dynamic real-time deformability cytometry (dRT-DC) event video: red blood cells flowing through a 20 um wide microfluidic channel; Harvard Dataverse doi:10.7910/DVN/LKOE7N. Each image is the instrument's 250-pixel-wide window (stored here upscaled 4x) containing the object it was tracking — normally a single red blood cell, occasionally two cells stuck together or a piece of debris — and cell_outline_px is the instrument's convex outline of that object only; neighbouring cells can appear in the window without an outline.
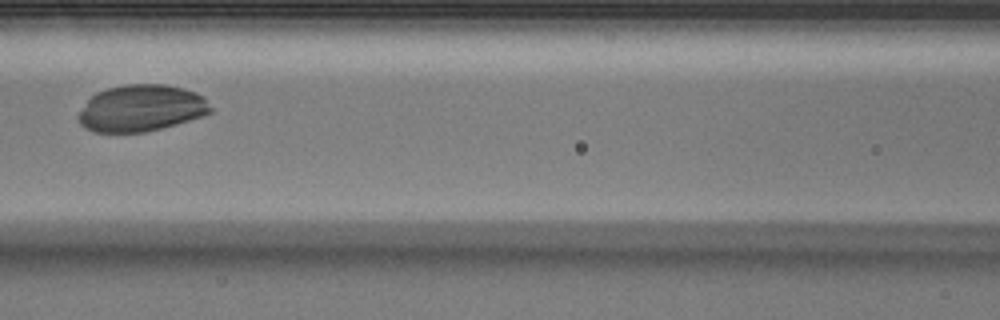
{"species": "Egyptian fruit bat (a non-hibernating species)", "species_latin": "Rousettus aegyptiacus", "temperature_condition": "warm", "stored_images_in_passage": 36, "camera_frame_rate_fps": 3000, "um_per_image_px": 0.085, "animal": {"sex": "male"}, "frame": {"image": 1, "passage_image": 9, "time_ms": 2.667, "image_size_px": [1000, 320], "cell_outline_px": [[212, 112], [176, 124], [144, 132], [92, 132], [84, 128], [80, 124], [76, 116], [88, 100], [96, 92], [108, 88], [124, 84], [164, 84], [184, 88], [196, 92], [204, 96], [212, 108]], "centroid_in_image_um": [11.98, 9.19], "position_along_channel_um": 154.6, "area_um2": 36.01}}
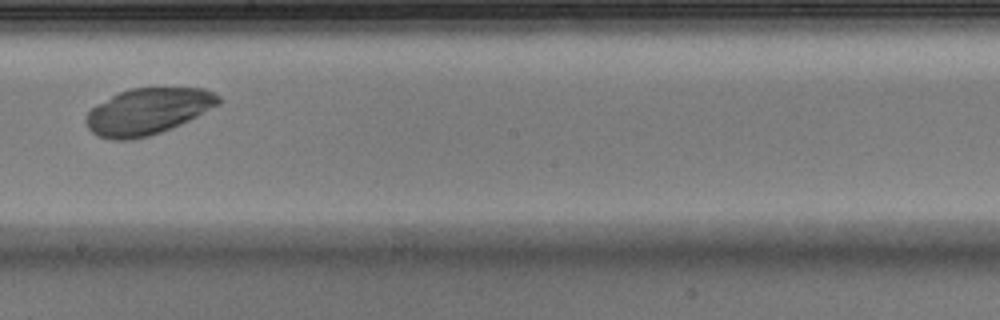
{"frame": {"image": 2, "passage_image": 15, "time_ms": 4.667, "image_size_px": [1000, 320], "cell_outline_px": [[220, 104], [172, 128], [148, 136], [132, 140], [112, 140], [100, 136], [92, 132], [88, 128], [84, 120], [84, 116], [96, 104], [120, 92], [132, 88], [204, 88], [220, 96]], "centroid_in_image_um": [12.54, 9.47], "position_along_channel_um": 235.7, "area_um2": 35.6}}
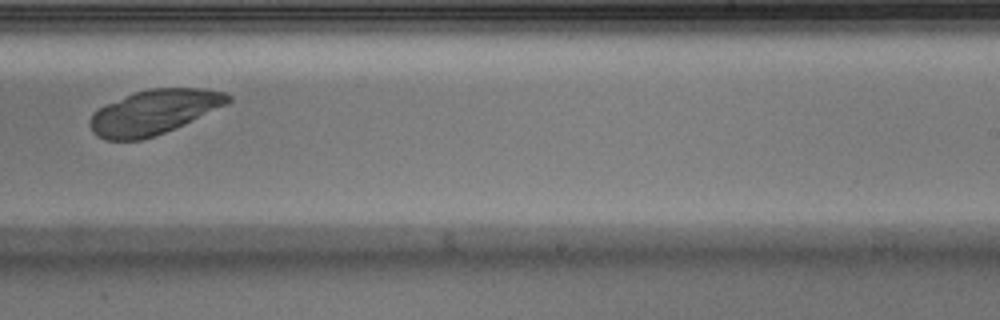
{"frame": {"image": 3, "passage_image": 18, "time_ms": 5.667, "image_size_px": [1000, 320], "cell_outline_px": [[232, 100], [228, 104], [184, 124], [164, 132], [140, 140], [104, 140], [96, 136], [92, 132], [88, 124], [88, 120], [92, 112], [104, 104], [136, 92], [148, 88], [200, 88], [224, 92], [232, 96]], "centroid_in_image_um": [13.04, 9.53], "position_along_channel_um": 276.0, "area_um2": 35.95}}